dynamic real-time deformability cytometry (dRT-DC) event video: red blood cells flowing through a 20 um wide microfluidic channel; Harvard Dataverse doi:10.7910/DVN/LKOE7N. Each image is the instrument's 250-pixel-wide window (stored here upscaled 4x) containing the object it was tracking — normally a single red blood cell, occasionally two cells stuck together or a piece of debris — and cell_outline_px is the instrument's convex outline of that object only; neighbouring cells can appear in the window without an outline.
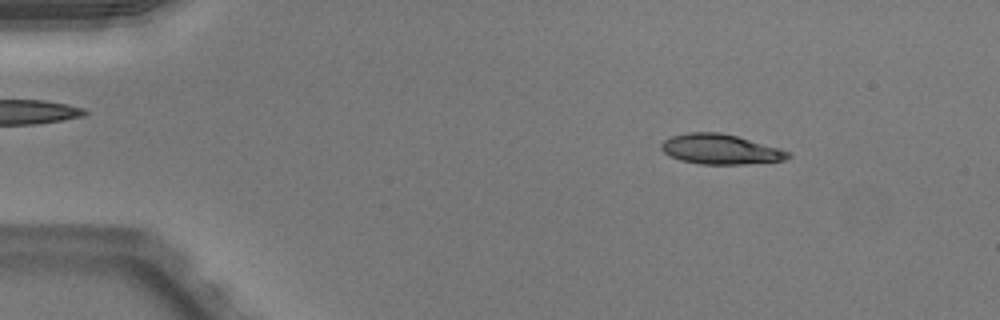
{"species": "Egyptian fruit bat (a non-hibernating species)", "species_latin": "Rousettus aegyptiacus", "temperature_condition": "warm", "stored_images_in_passage": 50, "camera_frame_rate_fps": 3000, "um_per_image_px": 0.085, "animal": {"sex": "male"}, "frame": {"image": 1, "passage_image": 7, "time_ms": 2.0, "image_size_px": [1000, 320], "cell_outline_px": [[792, 156], [784, 160], [744, 164], [700, 164], [680, 160], [664, 152], [660, 148], [660, 144], [664, 140], [672, 136], [688, 132], [720, 132], [736, 136], [780, 148], [792, 152]], "centroid_in_image_um": [61.25, 12.68], "position_along_channel_um": 23.7, "area_um2": 22.14}}
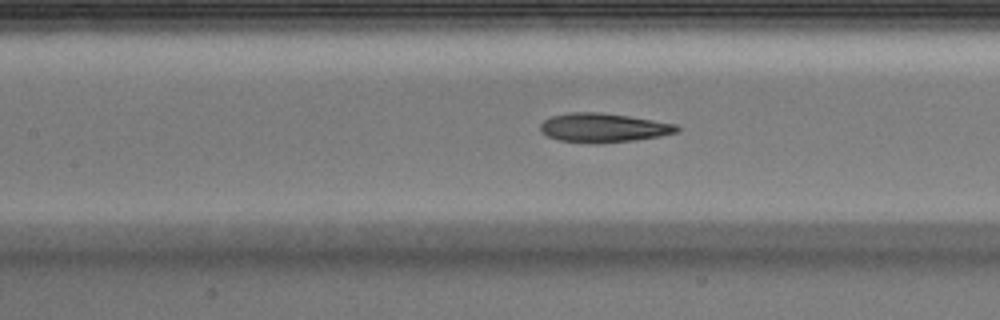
{"frame": {"image": 2, "passage_image": 23, "time_ms": 7.333, "image_size_px": [1000, 320], "cell_outline_px": [[680, 132], [660, 136], [632, 140], [592, 144], [560, 140], [548, 136], [540, 132], [540, 124], [544, 120], [552, 116], [568, 112], [600, 112], [628, 116], [676, 124], [680, 128]], "centroid_in_image_um": [51.27, 10.86], "position_along_channel_um": 156.1, "area_um2": 23.12}}
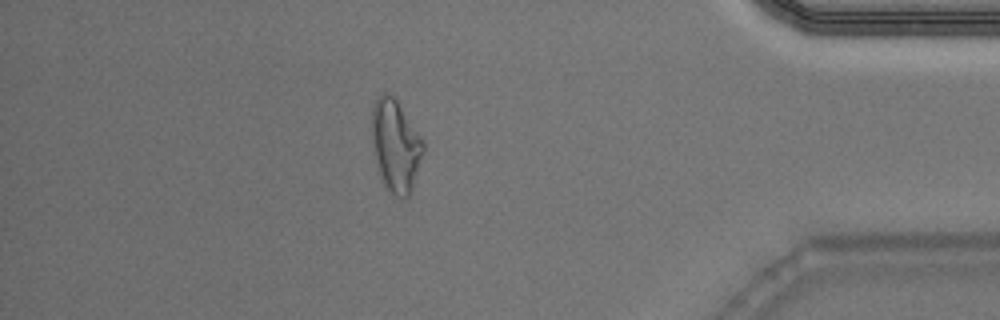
{"frame": {"image": 3, "passage_image": 44, "time_ms": 14.333, "image_size_px": [1000, 320], "cell_outline_px": [[424, 148], [408, 196], [404, 200], [396, 196], [384, 184], [380, 176], [372, 148], [372, 108], [376, 100], [384, 92], [392, 96], [396, 100], [424, 144]], "centroid_in_image_um": [33.58, 12.39], "position_along_channel_um": 401.6, "area_um2": 26.59}, "authors_computed_cell_mechanics": {"area_um2": 23.0911, "velocity_mm_per_s": 4.0169, "shape_relaxation_time_tau1_ms": 10.7014, "shape_relaxation_time_tau2_ms": 3.0189, "deformation_change_tau1": 0.3044, "deformation_change_tau2": 0.1365}}